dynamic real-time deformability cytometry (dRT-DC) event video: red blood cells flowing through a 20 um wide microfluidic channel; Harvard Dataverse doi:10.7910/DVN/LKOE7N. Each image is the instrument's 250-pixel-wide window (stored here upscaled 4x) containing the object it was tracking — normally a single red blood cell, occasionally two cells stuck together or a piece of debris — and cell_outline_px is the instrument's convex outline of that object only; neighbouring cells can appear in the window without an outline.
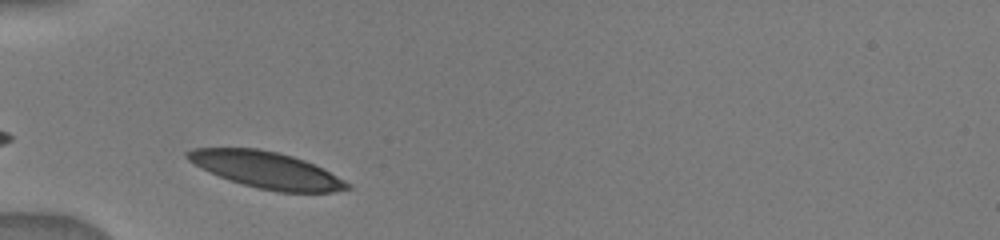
{"species": "human", "species_latin": "Homo sapiens", "temperature_condition": "warm", "stored_images_in_passage": 2, "camera_frame_rate_fps": 3000, "um_per_image_px": 0.085, "donor": {"sex": "male"}, "frame": {"image": 1, "passage_image": 1, "time_ms": 0.0, "image_size_px": [1000, 240], "cell_outline_px": [[352, 188], [332, 192], [280, 192], [260, 188], [244, 184], [220, 176], [188, 160], [184, 156], [184, 152], [192, 148], [256, 148], [276, 152], [292, 156], [304, 160], [352, 184]], "centroid_in_image_um": [22.66, 14.44], "position_along_channel_um": 62.3, "area_um2": 33.23}}
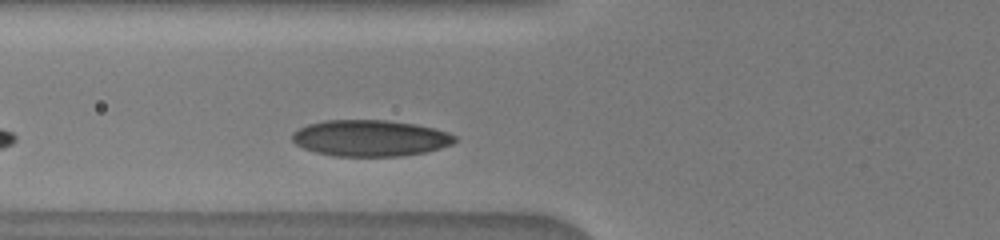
{"frame": {"image": 2, "passage_image": 2, "time_ms": 1.0, "image_size_px": [1000, 240], "cell_outline_px": [[456, 140], [452, 144], [440, 148], [424, 152], [400, 156], [332, 156], [316, 152], [304, 148], [296, 144], [292, 140], [292, 132], [308, 124], [324, 120], [388, 120], [416, 124], [448, 132], [456, 136]], "centroid_in_image_um": [31.46, 11.74], "position_along_channel_um": 94.3, "area_um2": 34.39}}